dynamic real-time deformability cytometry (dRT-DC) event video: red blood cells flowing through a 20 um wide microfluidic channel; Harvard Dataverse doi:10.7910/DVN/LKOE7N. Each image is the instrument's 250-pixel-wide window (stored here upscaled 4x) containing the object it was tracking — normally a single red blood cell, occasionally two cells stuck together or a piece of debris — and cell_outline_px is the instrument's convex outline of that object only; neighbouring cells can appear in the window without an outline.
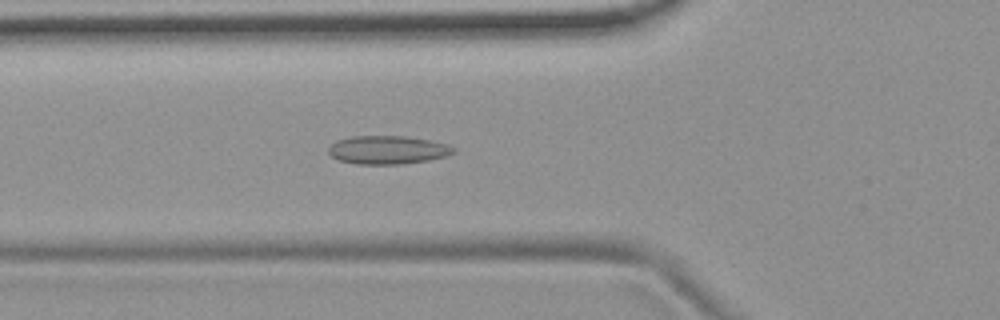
{"species": "common noctule bat (a hibernating species)", "species_latin": "Nyctalus noctula", "temperature_condition": "room temperature", "stored_images_in_passage": 46, "camera_frame_rate_fps": 3000, "um_per_image_px": 0.085, "animal": {"sex": "female", "body_mass_g": 19.9}, "frame": {"image": 1, "passage_image": 11, "time_ms": 3.333, "image_size_px": [1000, 320], "cell_outline_px": [[456, 152], [448, 156], [428, 160], [400, 164], [356, 164], [340, 160], [332, 156], [328, 152], [328, 148], [336, 140], [352, 136], [404, 136], [428, 140], [448, 144], [456, 148]], "centroid_in_image_um": [32.98, 12.74], "position_along_channel_um": 92.8, "area_um2": 20.69}}
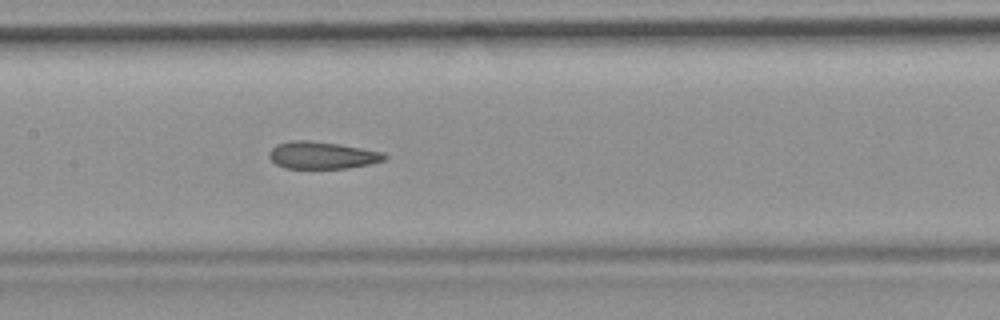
{"frame": {"image": 2, "passage_image": 18, "time_ms": 5.667, "image_size_px": [1000, 320], "cell_outline_px": [[388, 156], [384, 160], [368, 164], [348, 168], [284, 168], [276, 164], [268, 156], [268, 152], [276, 144], [292, 140], [312, 140], [340, 144], [384, 152]], "centroid_in_image_um": [27.36, 13.18], "position_along_channel_um": 180.0, "area_um2": 18.38}}
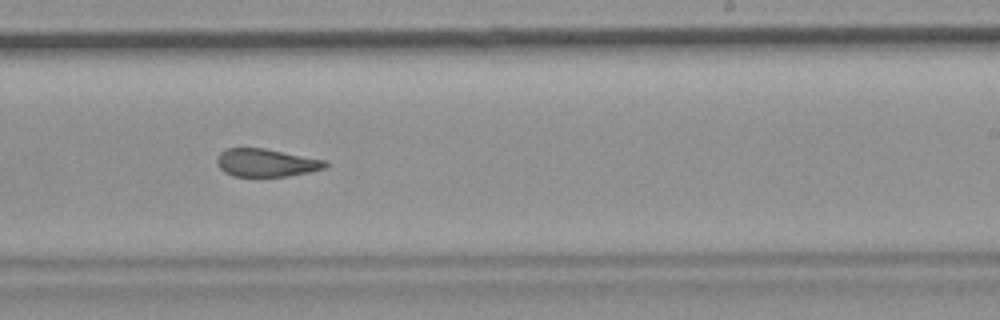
{"frame": {"image": 3, "passage_image": 25, "time_ms": 8.0, "image_size_px": [1000, 320], "cell_outline_px": [[328, 164], [324, 168], [308, 172], [288, 176], [232, 176], [224, 172], [216, 164], [216, 160], [220, 152], [228, 148], [264, 148], [328, 160]], "centroid_in_image_um": [22.62, 13.83], "position_along_channel_um": 266.4, "area_um2": 17.69}, "authors_computed_cell_mechanics": {"area_um2": 19.4208, "velocity_mm_per_s": 3.7238, "shape_relaxation_time_tau1_ms": null, "shape_relaxation_time_tau2_ms": 2.7171, "deformation_change_tau1": null, "deformation_change_tau2": 0.0957}}